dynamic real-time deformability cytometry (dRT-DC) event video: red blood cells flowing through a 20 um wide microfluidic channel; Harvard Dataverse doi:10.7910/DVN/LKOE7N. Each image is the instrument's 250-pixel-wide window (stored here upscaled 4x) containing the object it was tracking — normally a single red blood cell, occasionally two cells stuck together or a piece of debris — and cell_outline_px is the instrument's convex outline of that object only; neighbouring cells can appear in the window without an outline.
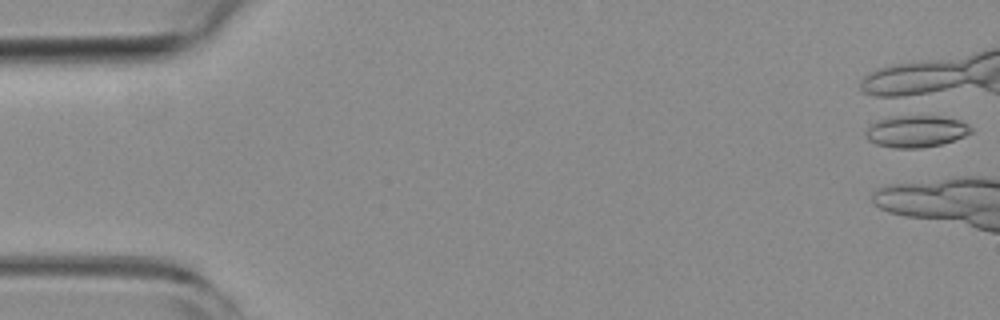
{"species": "common noctule bat (a hibernating species)", "species_latin": "Nyctalus noctula", "temperature_condition": "room temperature", "stored_images_in_passage": 2, "camera_frame_rate_fps": 3000, "um_per_image_px": 0.085, "animal": {"sex": "female", "body_mass_g": 19.3, "forearm_length_mm": 54.1}, "frame": {"image": 1, "passage_image": 1, "time_ms": 0.0, "image_size_px": [1000, 320], "cell_outline_px": [[972, 132], [964, 136], [940, 144], [920, 148], [896, 148], [876, 144], [868, 140], [864, 132], [868, 124], [876, 120], [900, 112], [904, 112], [944, 116], [960, 120], [968, 124], [972, 128]], "centroid_in_image_um": [77.8, 11.08], "position_along_channel_um": 7.2, "area_um2": 20.63}}